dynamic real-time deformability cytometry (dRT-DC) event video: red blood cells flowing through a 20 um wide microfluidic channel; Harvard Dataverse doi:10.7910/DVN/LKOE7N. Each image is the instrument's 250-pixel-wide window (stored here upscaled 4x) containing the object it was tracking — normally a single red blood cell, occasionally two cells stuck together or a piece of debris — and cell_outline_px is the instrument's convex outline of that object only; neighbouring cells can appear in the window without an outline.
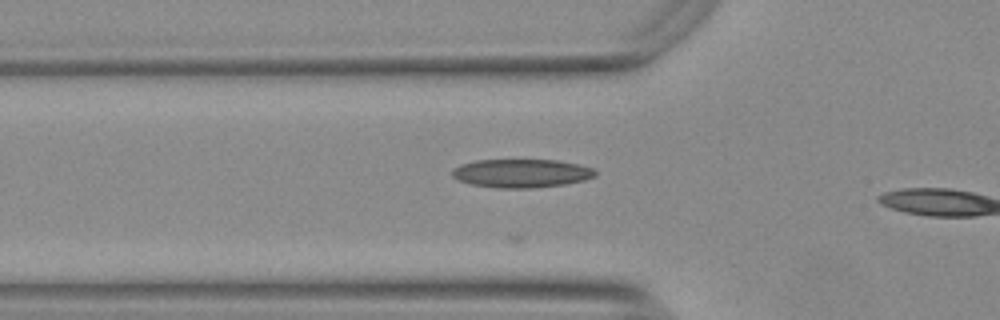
{"species": "Egyptian fruit bat (a non-hibernating species)", "species_latin": "Rousettus aegyptiacus", "temperature_condition": "warm", "stored_images_in_passage": 13, "camera_frame_rate_fps": 3000, "um_per_image_px": 0.085, "animal": {"sex": "female"}, "frame": {"image": 1, "passage_image": 12, "time_ms": 3.667, "image_size_px": [1000, 320], "cell_outline_px": [[596, 176], [584, 180], [564, 184], [532, 188], [500, 188], [472, 184], [460, 180], [452, 176], [452, 168], [460, 164], [476, 160], [556, 160], [580, 164], [592, 168], [596, 172]], "centroid_in_image_um": [44.32, 14.72], "position_along_channel_um": 81.5, "area_um2": 23.7}}